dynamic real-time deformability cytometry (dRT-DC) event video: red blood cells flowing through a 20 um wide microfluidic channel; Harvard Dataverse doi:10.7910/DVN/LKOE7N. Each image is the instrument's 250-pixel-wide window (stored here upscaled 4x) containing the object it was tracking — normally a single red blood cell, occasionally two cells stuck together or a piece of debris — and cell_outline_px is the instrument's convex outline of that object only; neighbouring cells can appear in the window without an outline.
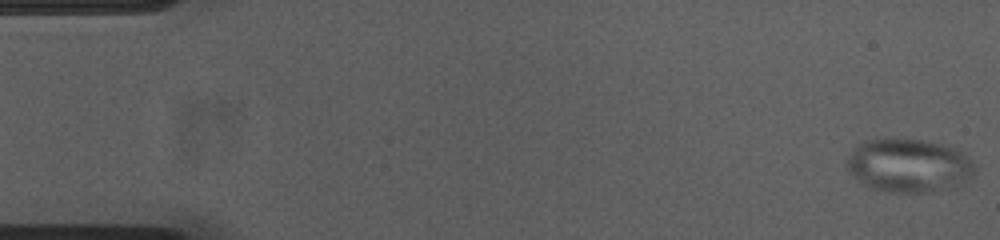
{"species": "common noctule bat (a hibernating species)", "species_latin": "Nyctalus noctula", "temperature_condition": "cold", "stored_images_in_passage": 54, "camera_frame_rate_fps": 3000, "um_per_image_px": 0.085, "animal": {"sex": "female", "body_mass_g": 23.0, "forearm_length_mm": 53.4}, "frame": {"image": 1, "passage_image": 1, "time_ms": 0.0, "image_size_px": [1000, 240], "cell_outline_px": [[976, 168], [972, 176], [928, 192], [888, 192], [868, 188], [848, 172], [848, 160], [852, 148], [856, 144], [864, 140], [888, 136], [924, 140], [944, 144], [960, 148], [968, 152]], "centroid_in_image_um": [77.19, 13.99], "position_along_channel_um": 7.8, "area_um2": 40.4}}
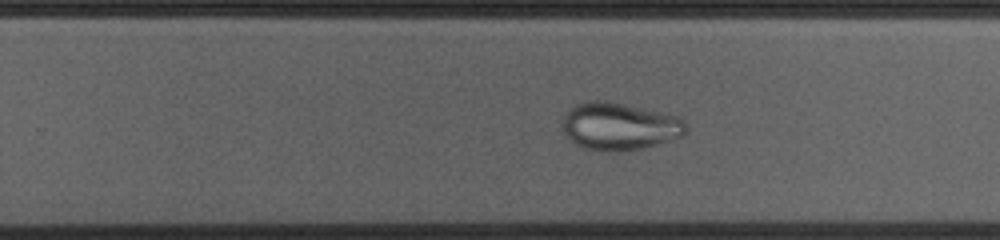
{"frame": {"image": 2, "passage_image": 34, "time_ms": 11.0, "image_size_px": [1000, 240], "cell_outline_px": [[688, 128], [684, 136], [644, 148], [620, 152], [616, 152], [588, 148], [576, 144], [564, 136], [560, 124], [564, 116], [576, 104], [588, 100], [608, 100], [680, 116], [684, 120]], "centroid_in_image_um": [52.67, 10.73], "position_along_channel_um": 277.1, "area_um2": 34.68}}
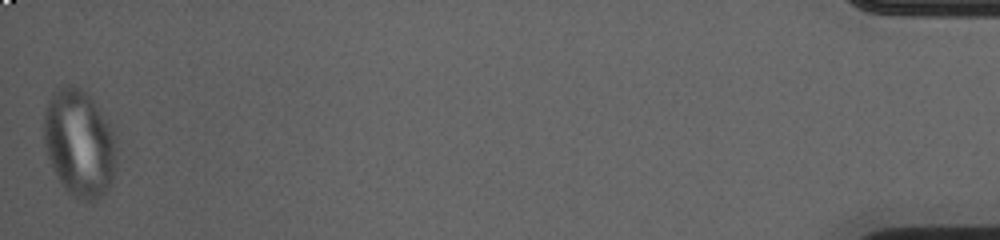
{"frame": {"image": 3, "passage_image": 54, "time_ms": 17.667, "image_size_px": [1000, 240], "cell_outline_px": [[116, 168], [112, 180], [108, 188], [100, 196], [92, 200], [84, 200], [76, 196], [60, 180], [48, 156], [44, 140], [44, 116], [48, 100], [64, 84], [72, 84], [88, 92], [92, 96], [108, 124], [112, 136], [116, 164]], "centroid_in_image_um": [6.74, 12.1], "position_along_channel_um": 428.5, "area_um2": 44.16}}